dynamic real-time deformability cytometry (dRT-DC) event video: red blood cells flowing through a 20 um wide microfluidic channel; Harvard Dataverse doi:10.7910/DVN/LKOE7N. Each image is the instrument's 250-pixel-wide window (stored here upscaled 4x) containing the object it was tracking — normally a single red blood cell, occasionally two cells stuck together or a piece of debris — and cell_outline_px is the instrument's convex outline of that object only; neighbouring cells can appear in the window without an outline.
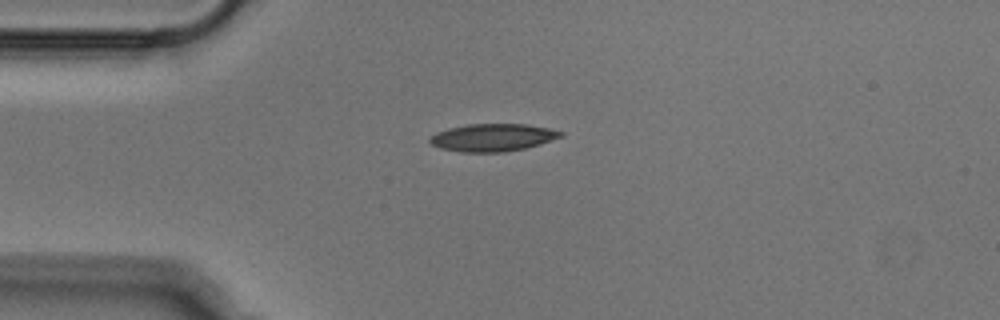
{"species": "Egyptian fruit bat (a non-hibernating species)", "species_latin": "Rousettus aegyptiacus", "temperature_condition": "cold", "stored_images_in_passage": 40, "camera_frame_rate_fps": 3000, "um_per_image_px": 0.085, "animal": {"sex": "male"}, "frame": {"image": 1, "passage_image": 1, "time_ms": 0.0, "image_size_px": [1000, 320], "cell_outline_px": [[564, 136], [540, 144], [524, 148], [504, 152], [460, 152], [440, 148], [432, 144], [428, 140], [436, 132], [448, 128], [468, 124], [528, 124], [548, 128], [564, 132]], "centroid_in_image_um": [41.89, 11.68], "position_along_channel_um": 43.1, "area_um2": 21.04}}
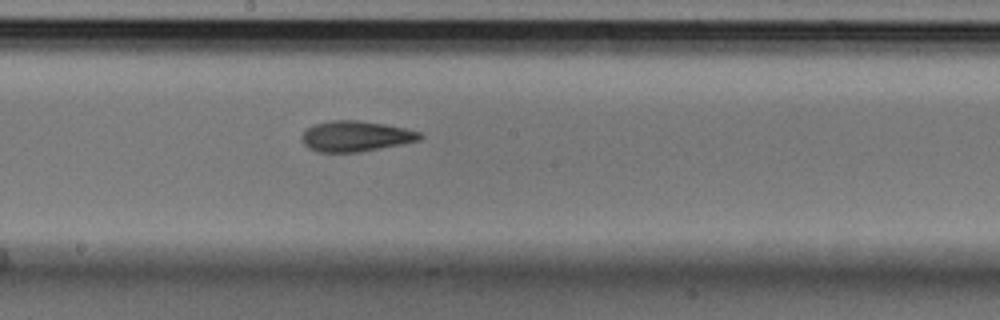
{"frame": {"image": 2, "passage_image": 16, "time_ms": 5.0, "image_size_px": [1000, 320], "cell_outline_px": [[424, 136], [420, 140], [404, 144], [360, 152], [316, 152], [308, 148], [300, 140], [304, 132], [312, 124], [332, 120], [356, 120], [384, 124], [404, 128], [420, 132]], "centroid_in_image_um": [30.23, 11.59], "position_along_channel_um": 218.0, "area_um2": 21.21}}
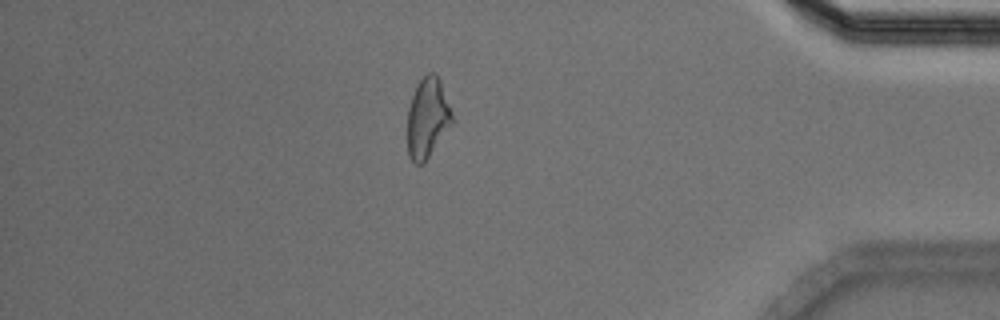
{"frame": {"image": 3, "passage_image": 33, "time_ms": 10.667, "image_size_px": [1000, 320], "cell_outline_px": [[452, 120], [424, 164], [416, 164], [408, 156], [408, 108], [412, 96], [420, 80], [428, 72], [436, 72], [440, 80], [452, 112]], "centroid_in_image_um": [36.31, 10.0], "position_along_channel_um": 398.9, "area_um2": 20.35}}